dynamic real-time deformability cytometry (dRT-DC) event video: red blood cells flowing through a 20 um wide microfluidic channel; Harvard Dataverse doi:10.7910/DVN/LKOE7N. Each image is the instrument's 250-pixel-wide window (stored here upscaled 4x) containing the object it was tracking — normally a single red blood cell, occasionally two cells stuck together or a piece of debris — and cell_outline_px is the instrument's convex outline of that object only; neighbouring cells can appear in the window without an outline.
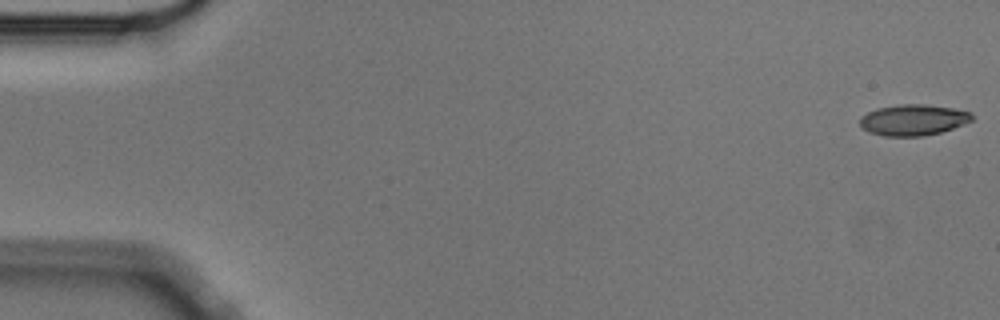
{"species": "Egyptian fruit bat (a non-hibernating species)", "species_latin": "Rousettus aegyptiacus", "temperature_condition": "cold", "stored_images_in_passage": 6, "camera_frame_rate_fps": 3000, "um_per_image_px": 0.085, "animal": {"sex": "male"}, "frame": {"image": 1, "passage_image": 1, "time_ms": 0.0, "image_size_px": [1000, 320], "cell_outline_px": [[972, 120], [964, 124], [940, 132], [924, 136], [884, 136], [868, 132], [860, 124], [860, 116], [876, 108], [896, 104], [924, 104], [952, 108], [972, 112]], "centroid_in_image_um": [77.6, 10.19], "position_along_channel_um": 7.4, "area_um2": 20.29}}